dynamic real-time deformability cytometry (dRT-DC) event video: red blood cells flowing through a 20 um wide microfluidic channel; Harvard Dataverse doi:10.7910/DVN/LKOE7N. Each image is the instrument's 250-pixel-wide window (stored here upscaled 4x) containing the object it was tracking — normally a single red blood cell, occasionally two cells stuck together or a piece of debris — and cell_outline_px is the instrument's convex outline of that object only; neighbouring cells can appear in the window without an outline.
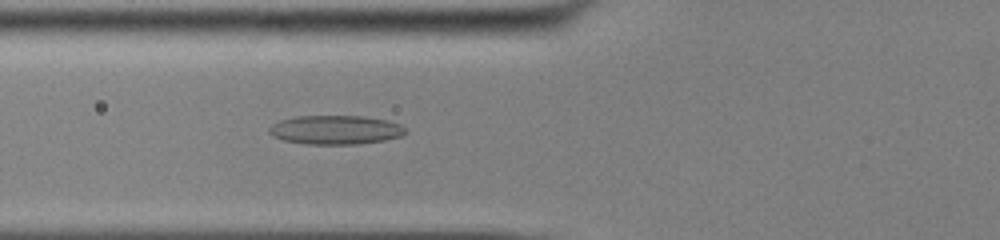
{"species": "common noctule bat (a hibernating species)", "species_latin": "Nyctalus noctula", "temperature_condition": "cold", "stored_images_in_passage": 41, "camera_frame_rate_fps": 3000, "um_per_image_px": 0.085, "animal": {"sex": "male", "body_mass_g": 13.0, "forearm_length_mm": 53.1}, "frame": {"image": 1, "passage_image": 9, "time_ms": 2.667, "image_size_px": [1000, 240], "cell_outline_px": [[408, 132], [400, 136], [384, 140], [356, 144], [308, 144], [284, 140], [272, 136], [268, 132], [268, 128], [272, 124], [280, 120], [296, 116], [364, 116], [388, 120], [400, 124]], "centroid_in_image_um": [28.51, 11.03], "position_along_channel_um": 97.3, "area_um2": 23.06}}
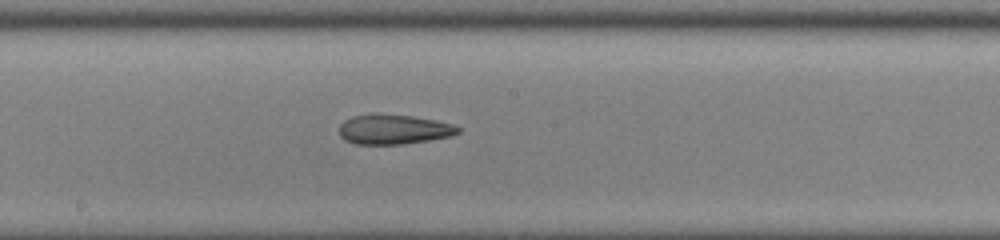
{"frame": {"image": 2, "passage_image": 18, "time_ms": 5.667, "image_size_px": [1000, 240], "cell_outline_px": [[460, 132], [452, 136], [404, 144], [356, 144], [344, 140], [340, 136], [340, 124], [344, 120], [352, 116], [372, 112], [376, 112], [412, 116], [436, 120], [452, 124], [460, 128]], "centroid_in_image_um": [33.43, 10.97], "position_along_channel_um": 214.8, "area_um2": 20.98}}
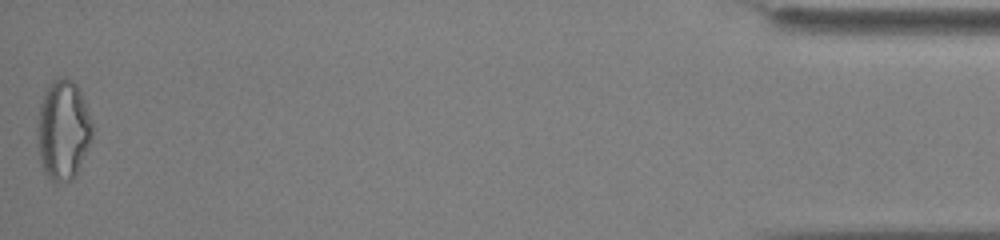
{"frame": {"image": 3, "passage_image": 41, "time_ms": 13.333, "image_size_px": [1000, 240], "cell_outline_px": [[92, 140], [76, 176], [72, 180], [52, 180], [44, 172], [40, 160], [36, 124], [40, 104], [44, 92], [48, 84], [52, 80], [60, 76], [64, 76], [72, 80], [76, 84], [80, 92], [92, 120]], "centroid_in_image_um": [5.36, 11.01], "position_along_channel_um": 429.8, "area_um2": 32.14}, "authors_computed_cell_mechanics": {"area_um2": 22.831, "velocity_mm_per_s": 3.9035, "shape_relaxation_time_tau1_ms": null, "shape_relaxation_time_tau2_ms": 5.3432, "deformation_change_tau1": null, "deformation_change_tau2": 0.1697}}